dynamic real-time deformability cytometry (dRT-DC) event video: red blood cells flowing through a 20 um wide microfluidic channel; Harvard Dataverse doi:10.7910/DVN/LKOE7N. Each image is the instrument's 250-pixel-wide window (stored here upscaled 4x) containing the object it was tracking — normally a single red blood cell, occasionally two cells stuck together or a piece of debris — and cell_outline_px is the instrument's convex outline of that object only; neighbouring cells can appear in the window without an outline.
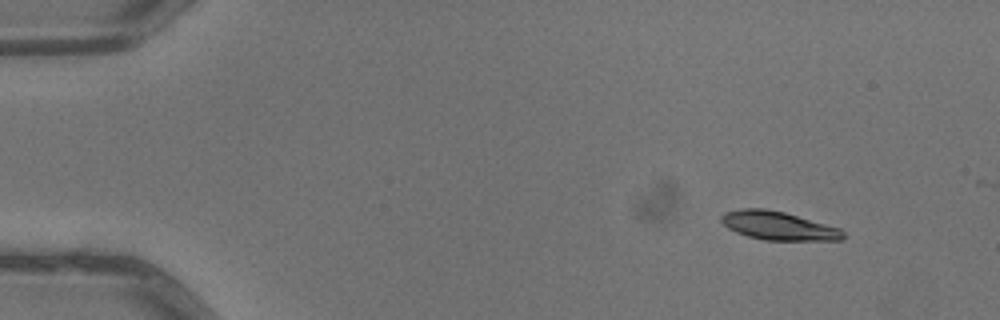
{"species": "common noctule bat (a hibernating species)", "species_latin": "Nyctalus noctula", "temperature_condition": "warm", "stored_images_in_passage": 2, "camera_frame_rate_fps": 3000, "um_per_image_px": 0.085, "animal": {"sex": "male", "body_mass_g": 13.3}, "frame": {"image": 1, "passage_image": 2, "time_ms": 0.333, "image_size_px": [1000, 320], "cell_outline_px": [[844, 236], [840, 240], [764, 240], [748, 236], [736, 232], [728, 228], [720, 220], [720, 216], [724, 212], [740, 208], [764, 208], [784, 212], [840, 228], [844, 232]], "centroid_in_image_um": [66.12, 19.18], "position_along_channel_um": 18.9, "area_um2": 20.17}}